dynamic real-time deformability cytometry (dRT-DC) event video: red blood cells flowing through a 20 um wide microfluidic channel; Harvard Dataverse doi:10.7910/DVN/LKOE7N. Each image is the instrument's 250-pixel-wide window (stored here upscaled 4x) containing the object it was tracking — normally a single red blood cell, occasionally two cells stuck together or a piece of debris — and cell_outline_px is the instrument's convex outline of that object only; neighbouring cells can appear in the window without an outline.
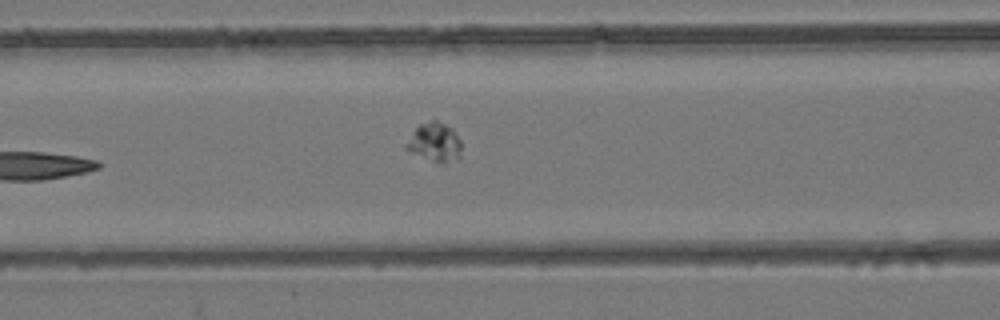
{"species": "common noctule bat (a hibernating species)", "species_latin": "Nyctalus noctula", "temperature_condition": "room temperature", "stored_images_in_passage": 5, "camera_frame_rate_fps": 3000, "um_per_image_px": 0.085, "animal": {"sex": "female", "body_mass_g": 24.6, "forearm_length_mm": 56.2}, "frame": {"image": 1, "passage_image": 5, "time_ms": 8.0, "image_size_px": [1000, 320], "cell_outline_px": [[460, 160], [444, 164], [412, 152], [404, 148], [416, 128], [420, 124], [432, 120], [436, 120], [452, 128], [460, 140]], "centroid_in_image_um": [37.0, 12.1], "position_along_channel_um": 129.6, "area_um2": 12.2}}